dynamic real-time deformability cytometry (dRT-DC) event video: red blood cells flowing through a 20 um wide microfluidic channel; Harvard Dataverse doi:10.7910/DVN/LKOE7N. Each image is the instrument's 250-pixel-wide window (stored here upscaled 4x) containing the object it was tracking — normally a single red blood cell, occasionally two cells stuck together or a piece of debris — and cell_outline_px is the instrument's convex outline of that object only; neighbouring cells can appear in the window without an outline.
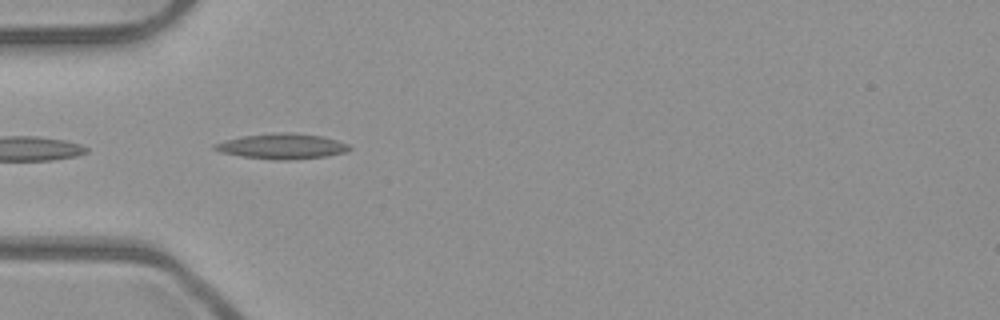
{"species": "common noctule bat (a hibernating species)", "species_latin": "Nyctalus noctula", "temperature_condition": "room temperature", "stored_images_in_passage": 8, "camera_frame_rate_fps": 3000, "um_per_image_px": 0.085, "animal": {"sex": "male", "body_mass_g": 23.1, "forearm_length_mm": 52.7}, "frame": {"image": 1, "passage_image": 2, "time_ms": 0.333, "image_size_px": [1000, 320], "cell_outline_px": [[352, 148], [348, 152], [328, 156], [288, 160], [272, 160], [240, 156], [224, 152], [212, 148], [212, 144], [244, 136], [284, 132], [320, 136], [336, 140], [348, 144]], "centroid_in_image_um": [24.02, 12.45], "position_along_channel_um": 61.0, "area_um2": 19.65}}